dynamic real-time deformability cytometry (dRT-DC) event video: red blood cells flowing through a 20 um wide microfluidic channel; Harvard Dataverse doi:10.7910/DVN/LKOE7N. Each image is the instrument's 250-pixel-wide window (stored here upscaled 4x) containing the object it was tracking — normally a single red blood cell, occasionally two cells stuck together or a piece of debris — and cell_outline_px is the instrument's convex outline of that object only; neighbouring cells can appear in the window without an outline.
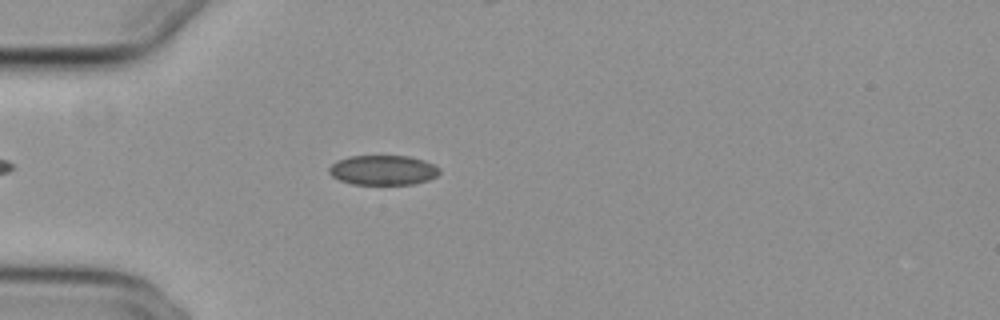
{"species": "common noctule bat (a hibernating species)", "species_latin": "Nyctalus noctula", "temperature_condition": "cold", "stored_images_in_passage": 46, "camera_frame_rate_fps": 3000, "um_per_image_px": 0.085, "animal": {"sex": "female", "body_mass_g": 29.2, "forearm_length_mm": 56.3}, "frame": {"image": 1, "passage_image": 8, "time_ms": 2.333, "image_size_px": [1000, 320], "cell_outline_px": [[440, 172], [436, 176], [428, 180], [412, 184], [352, 184], [340, 180], [332, 176], [328, 172], [328, 168], [336, 160], [348, 156], [408, 156], [424, 160], [440, 168]], "centroid_in_image_um": [32.54, 14.45], "position_along_channel_um": 52.5, "area_um2": 19.19}}
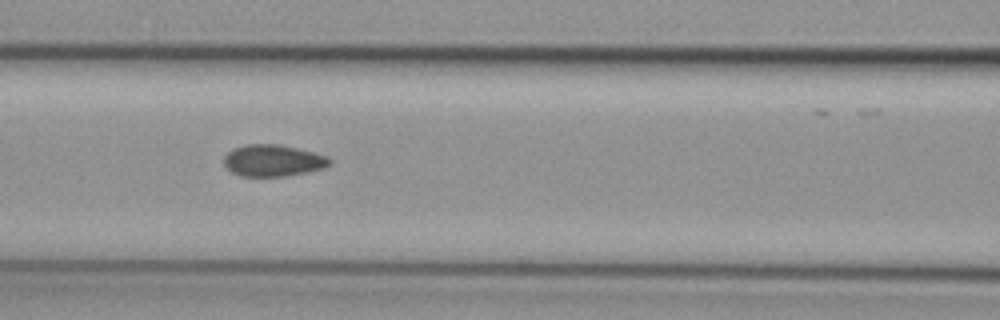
{"frame": {"image": 2, "passage_image": 16, "time_ms": 5.0, "image_size_px": [1000, 320], "cell_outline_px": [[332, 164], [324, 168], [308, 172], [284, 176], [240, 176], [232, 172], [224, 164], [224, 156], [232, 148], [248, 144], [276, 144], [296, 148], [328, 156], [332, 160]], "centroid_in_image_um": [23.22, 13.65], "position_along_channel_um": 143.4, "area_um2": 19.54}}
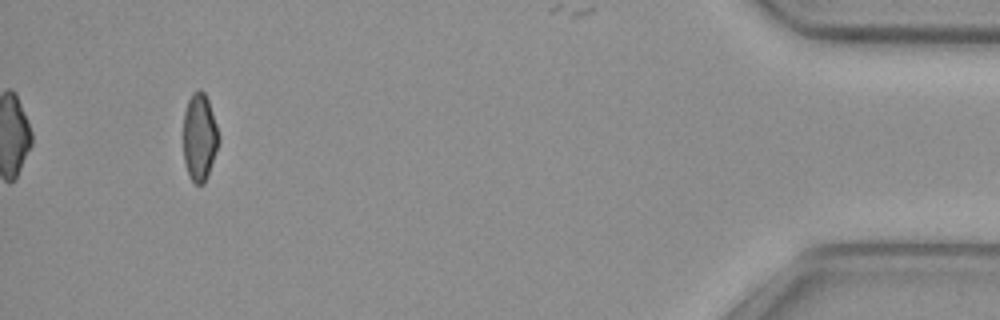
{"frame": {"image": 3, "passage_image": 43, "time_ms": 14.0, "image_size_px": [1000, 320], "cell_outline_px": [[220, 140], [208, 176], [204, 184], [196, 184], [188, 176], [184, 164], [184, 112], [188, 100], [192, 92], [200, 88], [204, 92], [208, 100], [220, 136]], "centroid_in_image_um": [16.96, 11.67], "position_along_channel_um": 418.2, "area_um2": 18.21}, "authors_computed_cell_mechanics": {"area_um2": 19.7676, "velocity_mm_per_s": 3.8583, "shape_relaxation_time_tau1_ms": null, "shape_relaxation_time_tau2_ms": 1.8674, "deformation_change_tau1": null, "deformation_change_tau2": 0.0675}}